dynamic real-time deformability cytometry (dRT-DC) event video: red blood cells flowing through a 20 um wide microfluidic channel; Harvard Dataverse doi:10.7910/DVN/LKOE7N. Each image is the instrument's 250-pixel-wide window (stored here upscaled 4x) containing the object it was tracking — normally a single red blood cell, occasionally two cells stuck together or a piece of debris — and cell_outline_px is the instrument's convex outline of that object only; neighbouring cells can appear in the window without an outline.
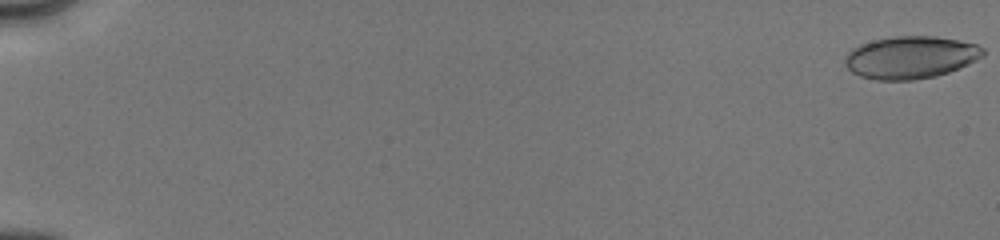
{"species": "human", "species_latin": "Homo sapiens", "temperature_condition": "cold", "stored_images_in_passage": 37, "camera_frame_rate_fps": 3000, "um_per_image_px": 0.085, "donor": {"sex": "male"}, "frame": {"image": 1, "passage_image": 1, "time_ms": 0.0, "image_size_px": [1000, 240], "cell_outline_px": [[984, 56], [960, 68], [936, 76], [912, 80], [876, 80], [860, 76], [852, 72], [844, 64], [844, 60], [848, 52], [852, 48], [860, 44], [872, 40], [896, 36], [936, 36], [960, 40], [976, 44], [984, 48]], "centroid_in_image_um": [77.4, 4.87], "position_along_channel_um": 7.6, "area_um2": 34.33}}
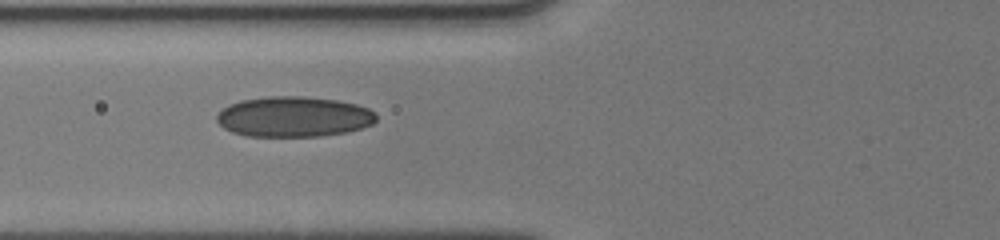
{"frame": {"image": 2, "passage_image": 21, "time_ms": 7.333, "image_size_px": [1000, 240], "cell_outline_px": [[376, 120], [372, 124], [348, 132], [320, 136], [244, 136], [232, 132], [224, 128], [216, 120], [216, 116], [228, 104], [240, 100], [268, 96], [304, 96], [336, 100], [356, 104], [368, 108], [376, 112]], "centroid_in_image_um": [24.96, 9.92], "position_along_channel_um": 100.8, "area_um2": 37.69}}
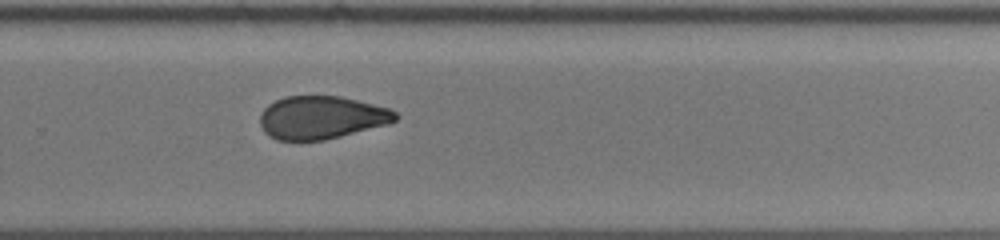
{"frame": {"image": 3, "passage_image": 37, "time_ms": 12.333, "image_size_px": [1000, 240], "cell_outline_px": [[400, 116], [396, 120], [388, 124], [324, 140], [276, 140], [268, 136], [264, 132], [260, 124], [260, 116], [264, 108], [268, 104], [284, 96], [340, 96], [388, 108], [396, 112]], "centroid_in_image_um": [27.3, 9.99], "position_along_channel_um": 302.5, "area_um2": 33.87}}